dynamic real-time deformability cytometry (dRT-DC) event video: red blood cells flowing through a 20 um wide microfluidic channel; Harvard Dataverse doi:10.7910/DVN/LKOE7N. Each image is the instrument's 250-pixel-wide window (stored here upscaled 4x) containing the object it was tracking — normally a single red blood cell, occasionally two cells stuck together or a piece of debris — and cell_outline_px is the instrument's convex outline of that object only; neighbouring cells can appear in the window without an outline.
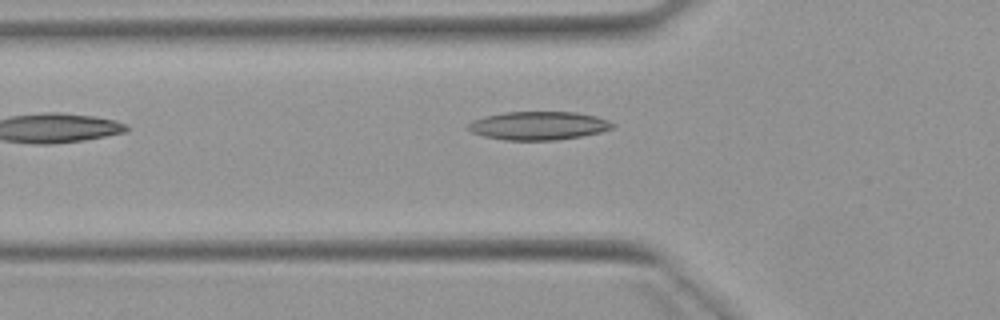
{"species": "Egyptian fruit bat (a non-hibernating species)", "species_latin": "Rousettus aegyptiacus", "temperature_condition": "warm", "stored_images_in_passage": 5, "camera_frame_rate_fps": 3000, "um_per_image_px": 0.085, "animal": {"sex": "female"}, "frame": {"image": 1, "passage_image": 5, "time_ms": 5.333, "image_size_px": [1000, 320], "cell_outline_px": [[616, 124], [612, 128], [600, 132], [580, 136], [556, 140], [504, 140], [484, 136], [472, 132], [464, 128], [472, 120], [484, 116], [504, 112], [576, 112], [596, 116], [608, 120]], "centroid_in_image_um": [45.74, 10.68], "position_along_channel_um": 80.1, "area_um2": 23.99}}